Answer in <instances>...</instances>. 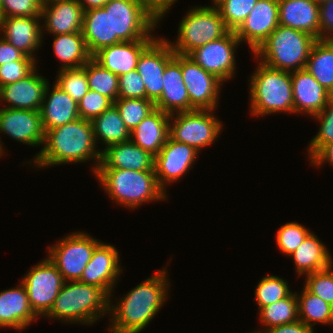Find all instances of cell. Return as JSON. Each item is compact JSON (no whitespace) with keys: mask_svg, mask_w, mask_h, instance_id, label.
I'll use <instances>...</instances> for the list:
<instances>
[{"mask_svg":"<svg viewBox=\"0 0 333 333\" xmlns=\"http://www.w3.org/2000/svg\"><path fill=\"white\" fill-rule=\"evenodd\" d=\"M165 268L142 281L117 303L110 299L111 333H140L155 318L169 297L170 280Z\"/></svg>","mask_w":333,"mask_h":333,"instance_id":"1","label":"cell"},{"mask_svg":"<svg viewBox=\"0 0 333 333\" xmlns=\"http://www.w3.org/2000/svg\"><path fill=\"white\" fill-rule=\"evenodd\" d=\"M41 148L32 159L36 168L93 160L94 174L100 164L101 149L95 143L91 121L82 118L48 130Z\"/></svg>","mask_w":333,"mask_h":333,"instance_id":"2","label":"cell"},{"mask_svg":"<svg viewBox=\"0 0 333 333\" xmlns=\"http://www.w3.org/2000/svg\"><path fill=\"white\" fill-rule=\"evenodd\" d=\"M109 304L110 296L103 289L80 281H65L44 318L92 325L109 315Z\"/></svg>","mask_w":333,"mask_h":333,"instance_id":"3","label":"cell"},{"mask_svg":"<svg viewBox=\"0 0 333 333\" xmlns=\"http://www.w3.org/2000/svg\"><path fill=\"white\" fill-rule=\"evenodd\" d=\"M99 185L118 205L137 209L143 203L166 200L168 194L160 187L155 171L97 169Z\"/></svg>","mask_w":333,"mask_h":333,"instance_id":"4","label":"cell"},{"mask_svg":"<svg viewBox=\"0 0 333 333\" xmlns=\"http://www.w3.org/2000/svg\"><path fill=\"white\" fill-rule=\"evenodd\" d=\"M249 80L251 116L294 114L291 72L271 68L262 62Z\"/></svg>","mask_w":333,"mask_h":333,"instance_id":"5","label":"cell"},{"mask_svg":"<svg viewBox=\"0 0 333 333\" xmlns=\"http://www.w3.org/2000/svg\"><path fill=\"white\" fill-rule=\"evenodd\" d=\"M316 40L304 31L279 25L253 54L271 68L297 71L306 67Z\"/></svg>","mask_w":333,"mask_h":333,"instance_id":"6","label":"cell"},{"mask_svg":"<svg viewBox=\"0 0 333 333\" xmlns=\"http://www.w3.org/2000/svg\"><path fill=\"white\" fill-rule=\"evenodd\" d=\"M229 31L214 4L195 6L179 22L178 37L169 44L175 53L189 55L196 48L225 36Z\"/></svg>","mask_w":333,"mask_h":333,"instance_id":"7","label":"cell"},{"mask_svg":"<svg viewBox=\"0 0 333 333\" xmlns=\"http://www.w3.org/2000/svg\"><path fill=\"white\" fill-rule=\"evenodd\" d=\"M103 8L112 14L113 35L121 42L155 40L160 15L146 0H109Z\"/></svg>","mask_w":333,"mask_h":333,"instance_id":"8","label":"cell"},{"mask_svg":"<svg viewBox=\"0 0 333 333\" xmlns=\"http://www.w3.org/2000/svg\"><path fill=\"white\" fill-rule=\"evenodd\" d=\"M215 110H199L170 114L169 138L190 146L199 153L217 140L223 130Z\"/></svg>","mask_w":333,"mask_h":333,"instance_id":"9","label":"cell"},{"mask_svg":"<svg viewBox=\"0 0 333 333\" xmlns=\"http://www.w3.org/2000/svg\"><path fill=\"white\" fill-rule=\"evenodd\" d=\"M101 242L84 231L72 232L56 244L48 246L47 257L65 281H79L95 248Z\"/></svg>","mask_w":333,"mask_h":333,"instance_id":"10","label":"cell"},{"mask_svg":"<svg viewBox=\"0 0 333 333\" xmlns=\"http://www.w3.org/2000/svg\"><path fill=\"white\" fill-rule=\"evenodd\" d=\"M21 283L26 288L31 309L38 317H44L52 308L65 280L46 256L26 272Z\"/></svg>","mask_w":333,"mask_h":333,"instance_id":"11","label":"cell"},{"mask_svg":"<svg viewBox=\"0 0 333 333\" xmlns=\"http://www.w3.org/2000/svg\"><path fill=\"white\" fill-rule=\"evenodd\" d=\"M240 44L235 31H229L225 36L196 48L188 56L225 83L236 73L235 51Z\"/></svg>","mask_w":333,"mask_h":333,"instance_id":"12","label":"cell"},{"mask_svg":"<svg viewBox=\"0 0 333 333\" xmlns=\"http://www.w3.org/2000/svg\"><path fill=\"white\" fill-rule=\"evenodd\" d=\"M181 71L190 98V111L215 110L223 82L205 71L188 55H181Z\"/></svg>","mask_w":333,"mask_h":333,"instance_id":"13","label":"cell"},{"mask_svg":"<svg viewBox=\"0 0 333 333\" xmlns=\"http://www.w3.org/2000/svg\"><path fill=\"white\" fill-rule=\"evenodd\" d=\"M0 133L32 147L43 146L45 141L40 111L0 108ZM1 141L0 137V155L3 156L5 149Z\"/></svg>","mask_w":333,"mask_h":333,"instance_id":"14","label":"cell"},{"mask_svg":"<svg viewBox=\"0 0 333 333\" xmlns=\"http://www.w3.org/2000/svg\"><path fill=\"white\" fill-rule=\"evenodd\" d=\"M174 54L169 41L159 36L141 53L136 70L144 82L146 99L155 103L160 98L164 70Z\"/></svg>","mask_w":333,"mask_h":333,"instance_id":"15","label":"cell"},{"mask_svg":"<svg viewBox=\"0 0 333 333\" xmlns=\"http://www.w3.org/2000/svg\"><path fill=\"white\" fill-rule=\"evenodd\" d=\"M199 157V152L190 145L169 137L160 152L154 157V170L160 187L166 192L167 185L181 179Z\"/></svg>","mask_w":333,"mask_h":333,"instance_id":"16","label":"cell"},{"mask_svg":"<svg viewBox=\"0 0 333 333\" xmlns=\"http://www.w3.org/2000/svg\"><path fill=\"white\" fill-rule=\"evenodd\" d=\"M119 256L117 249L113 245L101 242L95 248L79 281L97 286L103 289L110 296V299L113 298L114 286L123 272Z\"/></svg>","mask_w":333,"mask_h":333,"instance_id":"17","label":"cell"},{"mask_svg":"<svg viewBox=\"0 0 333 333\" xmlns=\"http://www.w3.org/2000/svg\"><path fill=\"white\" fill-rule=\"evenodd\" d=\"M278 26V0H257L235 33L240 42L248 43L251 53H254Z\"/></svg>","mask_w":333,"mask_h":333,"instance_id":"18","label":"cell"},{"mask_svg":"<svg viewBox=\"0 0 333 333\" xmlns=\"http://www.w3.org/2000/svg\"><path fill=\"white\" fill-rule=\"evenodd\" d=\"M37 71L36 67L23 79L0 87V101L6 108L40 111L49 81Z\"/></svg>","mask_w":333,"mask_h":333,"instance_id":"19","label":"cell"},{"mask_svg":"<svg viewBox=\"0 0 333 333\" xmlns=\"http://www.w3.org/2000/svg\"><path fill=\"white\" fill-rule=\"evenodd\" d=\"M294 114L315 116L332 97L306 68L291 72Z\"/></svg>","mask_w":333,"mask_h":333,"instance_id":"20","label":"cell"},{"mask_svg":"<svg viewBox=\"0 0 333 333\" xmlns=\"http://www.w3.org/2000/svg\"><path fill=\"white\" fill-rule=\"evenodd\" d=\"M0 32L25 56L36 59L34 53L39 50L44 38L40 16L0 18Z\"/></svg>","mask_w":333,"mask_h":333,"instance_id":"21","label":"cell"},{"mask_svg":"<svg viewBox=\"0 0 333 333\" xmlns=\"http://www.w3.org/2000/svg\"><path fill=\"white\" fill-rule=\"evenodd\" d=\"M84 10L77 0H62L42 6V36L82 32ZM45 29V30H43Z\"/></svg>","mask_w":333,"mask_h":333,"instance_id":"22","label":"cell"},{"mask_svg":"<svg viewBox=\"0 0 333 333\" xmlns=\"http://www.w3.org/2000/svg\"><path fill=\"white\" fill-rule=\"evenodd\" d=\"M97 169L155 171L154 156L128 140L101 149V159Z\"/></svg>","mask_w":333,"mask_h":333,"instance_id":"23","label":"cell"},{"mask_svg":"<svg viewBox=\"0 0 333 333\" xmlns=\"http://www.w3.org/2000/svg\"><path fill=\"white\" fill-rule=\"evenodd\" d=\"M155 108L168 114L190 111V98L182 78L181 54L175 53L163 74V91Z\"/></svg>","mask_w":333,"mask_h":333,"instance_id":"24","label":"cell"},{"mask_svg":"<svg viewBox=\"0 0 333 333\" xmlns=\"http://www.w3.org/2000/svg\"><path fill=\"white\" fill-rule=\"evenodd\" d=\"M40 115L45 133L80 118L77 102L55 83L45 89Z\"/></svg>","mask_w":333,"mask_h":333,"instance_id":"25","label":"cell"},{"mask_svg":"<svg viewBox=\"0 0 333 333\" xmlns=\"http://www.w3.org/2000/svg\"><path fill=\"white\" fill-rule=\"evenodd\" d=\"M19 284L0 292V328L24 331L39 318L30 307L25 286L21 282Z\"/></svg>","mask_w":333,"mask_h":333,"instance_id":"26","label":"cell"},{"mask_svg":"<svg viewBox=\"0 0 333 333\" xmlns=\"http://www.w3.org/2000/svg\"><path fill=\"white\" fill-rule=\"evenodd\" d=\"M154 40H134L121 42L100 49L92 58L103 68L117 76L136 70L141 53Z\"/></svg>","mask_w":333,"mask_h":333,"instance_id":"27","label":"cell"},{"mask_svg":"<svg viewBox=\"0 0 333 333\" xmlns=\"http://www.w3.org/2000/svg\"><path fill=\"white\" fill-rule=\"evenodd\" d=\"M279 25L320 39L319 3L314 0H278Z\"/></svg>","mask_w":333,"mask_h":333,"instance_id":"28","label":"cell"},{"mask_svg":"<svg viewBox=\"0 0 333 333\" xmlns=\"http://www.w3.org/2000/svg\"><path fill=\"white\" fill-rule=\"evenodd\" d=\"M170 114L155 108L130 133V140L156 156L169 137Z\"/></svg>","mask_w":333,"mask_h":333,"instance_id":"29","label":"cell"},{"mask_svg":"<svg viewBox=\"0 0 333 333\" xmlns=\"http://www.w3.org/2000/svg\"><path fill=\"white\" fill-rule=\"evenodd\" d=\"M82 34L92 56L104 47L121 43L113 35L112 14L104 8L84 11Z\"/></svg>","mask_w":333,"mask_h":333,"instance_id":"30","label":"cell"},{"mask_svg":"<svg viewBox=\"0 0 333 333\" xmlns=\"http://www.w3.org/2000/svg\"><path fill=\"white\" fill-rule=\"evenodd\" d=\"M289 256L294 260L298 277L326 269L333 264L328 248L313 232Z\"/></svg>","mask_w":333,"mask_h":333,"instance_id":"31","label":"cell"},{"mask_svg":"<svg viewBox=\"0 0 333 333\" xmlns=\"http://www.w3.org/2000/svg\"><path fill=\"white\" fill-rule=\"evenodd\" d=\"M53 51L59 59L60 69L84 66L91 58L82 32L54 35Z\"/></svg>","mask_w":333,"mask_h":333,"instance_id":"32","label":"cell"},{"mask_svg":"<svg viewBox=\"0 0 333 333\" xmlns=\"http://www.w3.org/2000/svg\"><path fill=\"white\" fill-rule=\"evenodd\" d=\"M96 145L99 141L108 147L130 140V131L126 128L116 106L112 104L101 115L91 121Z\"/></svg>","mask_w":333,"mask_h":333,"instance_id":"33","label":"cell"},{"mask_svg":"<svg viewBox=\"0 0 333 333\" xmlns=\"http://www.w3.org/2000/svg\"><path fill=\"white\" fill-rule=\"evenodd\" d=\"M305 68L333 96V40L317 39Z\"/></svg>","mask_w":333,"mask_h":333,"instance_id":"34","label":"cell"},{"mask_svg":"<svg viewBox=\"0 0 333 333\" xmlns=\"http://www.w3.org/2000/svg\"><path fill=\"white\" fill-rule=\"evenodd\" d=\"M298 317L314 330L316 323L333 326V306L309 292L305 287L297 294Z\"/></svg>","mask_w":333,"mask_h":333,"instance_id":"35","label":"cell"},{"mask_svg":"<svg viewBox=\"0 0 333 333\" xmlns=\"http://www.w3.org/2000/svg\"><path fill=\"white\" fill-rule=\"evenodd\" d=\"M258 314L259 320L264 328L254 331L257 333H263L266 329L274 326L298 321V300L296 291L292 292L284 299L263 307Z\"/></svg>","mask_w":333,"mask_h":333,"instance_id":"36","label":"cell"},{"mask_svg":"<svg viewBox=\"0 0 333 333\" xmlns=\"http://www.w3.org/2000/svg\"><path fill=\"white\" fill-rule=\"evenodd\" d=\"M86 74L90 90L108 97L113 103L118 99V76L103 68L93 58L86 63Z\"/></svg>","mask_w":333,"mask_h":333,"instance_id":"37","label":"cell"},{"mask_svg":"<svg viewBox=\"0 0 333 333\" xmlns=\"http://www.w3.org/2000/svg\"><path fill=\"white\" fill-rule=\"evenodd\" d=\"M290 290L288 282L279 276H264L254 292L258 310L260 311L263 307L288 297L292 293Z\"/></svg>","mask_w":333,"mask_h":333,"instance_id":"38","label":"cell"},{"mask_svg":"<svg viewBox=\"0 0 333 333\" xmlns=\"http://www.w3.org/2000/svg\"><path fill=\"white\" fill-rule=\"evenodd\" d=\"M113 104L118 109L126 128L130 132L155 109V103L146 98H118Z\"/></svg>","mask_w":333,"mask_h":333,"instance_id":"39","label":"cell"},{"mask_svg":"<svg viewBox=\"0 0 333 333\" xmlns=\"http://www.w3.org/2000/svg\"><path fill=\"white\" fill-rule=\"evenodd\" d=\"M55 84L69 94L76 102L88 92V80L86 64L78 68H66L58 70Z\"/></svg>","mask_w":333,"mask_h":333,"instance_id":"40","label":"cell"},{"mask_svg":"<svg viewBox=\"0 0 333 333\" xmlns=\"http://www.w3.org/2000/svg\"><path fill=\"white\" fill-rule=\"evenodd\" d=\"M257 0H217L214 5L219 10L226 27L236 31L245 21Z\"/></svg>","mask_w":333,"mask_h":333,"instance_id":"41","label":"cell"},{"mask_svg":"<svg viewBox=\"0 0 333 333\" xmlns=\"http://www.w3.org/2000/svg\"><path fill=\"white\" fill-rule=\"evenodd\" d=\"M318 123L319 130L308 143L307 153L309 160L324 146L333 142V96L328 100L327 105L317 115L313 116Z\"/></svg>","mask_w":333,"mask_h":333,"instance_id":"42","label":"cell"},{"mask_svg":"<svg viewBox=\"0 0 333 333\" xmlns=\"http://www.w3.org/2000/svg\"><path fill=\"white\" fill-rule=\"evenodd\" d=\"M311 230L297 222H287L276 233V244L284 255L289 256L302 244Z\"/></svg>","mask_w":333,"mask_h":333,"instance_id":"43","label":"cell"},{"mask_svg":"<svg viewBox=\"0 0 333 333\" xmlns=\"http://www.w3.org/2000/svg\"><path fill=\"white\" fill-rule=\"evenodd\" d=\"M304 277V287L333 306V265Z\"/></svg>","mask_w":333,"mask_h":333,"instance_id":"44","label":"cell"},{"mask_svg":"<svg viewBox=\"0 0 333 333\" xmlns=\"http://www.w3.org/2000/svg\"><path fill=\"white\" fill-rule=\"evenodd\" d=\"M77 104L80 118L92 121L108 109L113 102L108 97L89 89Z\"/></svg>","mask_w":333,"mask_h":333,"instance_id":"45","label":"cell"},{"mask_svg":"<svg viewBox=\"0 0 333 333\" xmlns=\"http://www.w3.org/2000/svg\"><path fill=\"white\" fill-rule=\"evenodd\" d=\"M39 0H0V18L40 16Z\"/></svg>","mask_w":333,"mask_h":333,"instance_id":"46","label":"cell"},{"mask_svg":"<svg viewBox=\"0 0 333 333\" xmlns=\"http://www.w3.org/2000/svg\"><path fill=\"white\" fill-rule=\"evenodd\" d=\"M36 67L35 60H17L0 65V87L23 79Z\"/></svg>","mask_w":333,"mask_h":333,"instance_id":"47","label":"cell"},{"mask_svg":"<svg viewBox=\"0 0 333 333\" xmlns=\"http://www.w3.org/2000/svg\"><path fill=\"white\" fill-rule=\"evenodd\" d=\"M118 98L145 99L146 89L137 70L118 76Z\"/></svg>","mask_w":333,"mask_h":333,"instance_id":"48","label":"cell"},{"mask_svg":"<svg viewBox=\"0 0 333 333\" xmlns=\"http://www.w3.org/2000/svg\"><path fill=\"white\" fill-rule=\"evenodd\" d=\"M320 39L333 40V0L319 4Z\"/></svg>","mask_w":333,"mask_h":333,"instance_id":"49","label":"cell"},{"mask_svg":"<svg viewBox=\"0 0 333 333\" xmlns=\"http://www.w3.org/2000/svg\"><path fill=\"white\" fill-rule=\"evenodd\" d=\"M17 60H36L25 56L2 36L0 37V65Z\"/></svg>","mask_w":333,"mask_h":333,"instance_id":"50","label":"cell"},{"mask_svg":"<svg viewBox=\"0 0 333 333\" xmlns=\"http://www.w3.org/2000/svg\"><path fill=\"white\" fill-rule=\"evenodd\" d=\"M263 333H315V331L304 322L298 320L285 325L271 327Z\"/></svg>","mask_w":333,"mask_h":333,"instance_id":"51","label":"cell"},{"mask_svg":"<svg viewBox=\"0 0 333 333\" xmlns=\"http://www.w3.org/2000/svg\"><path fill=\"white\" fill-rule=\"evenodd\" d=\"M309 161L316 168H320L326 162L333 166V142L324 145Z\"/></svg>","mask_w":333,"mask_h":333,"instance_id":"52","label":"cell"},{"mask_svg":"<svg viewBox=\"0 0 333 333\" xmlns=\"http://www.w3.org/2000/svg\"><path fill=\"white\" fill-rule=\"evenodd\" d=\"M148 4L160 15V22L162 17H164L173 4L178 0H146Z\"/></svg>","mask_w":333,"mask_h":333,"instance_id":"53","label":"cell"},{"mask_svg":"<svg viewBox=\"0 0 333 333\" xmlns=\"http://www.w3.org/2000/svg\"><path fill=\"white\" fill-rule=\"evenodd\" d=\"M78 3L82 6L84 11L95 9V8H103V6L109 0H77Z\"/></svg>","mask_w":333,"mask_h":333,"instance_id":"54","label":"cell"},{"mask_svg":"<svg viewBox=\"0 0 333 333\" xmlns=\"http://www.w3.org/2000/svg\"><path fill=\"white\" fill-rule=\"evenodd\" d=\"M42 6H45L49 3H53L55 1H62V0H39Z\"/></svg>","mask_w":333,"mask_h":333,"instance_id":"55","label":"cell"},{"mask_svg":"<svg viewBox=\"0 0 333 333\" xmlns=\"http://www.w3.org/2000/svg\"><path fill=\"white\" fill-rule=\"evenodd\" d=\"M314 1H316L317 3H321V2H324V1H326V0H314Z\"/></svg>","mask_w":333,"mask_h":333,"instance_id":"56","label":"cell"}]
</instances>
